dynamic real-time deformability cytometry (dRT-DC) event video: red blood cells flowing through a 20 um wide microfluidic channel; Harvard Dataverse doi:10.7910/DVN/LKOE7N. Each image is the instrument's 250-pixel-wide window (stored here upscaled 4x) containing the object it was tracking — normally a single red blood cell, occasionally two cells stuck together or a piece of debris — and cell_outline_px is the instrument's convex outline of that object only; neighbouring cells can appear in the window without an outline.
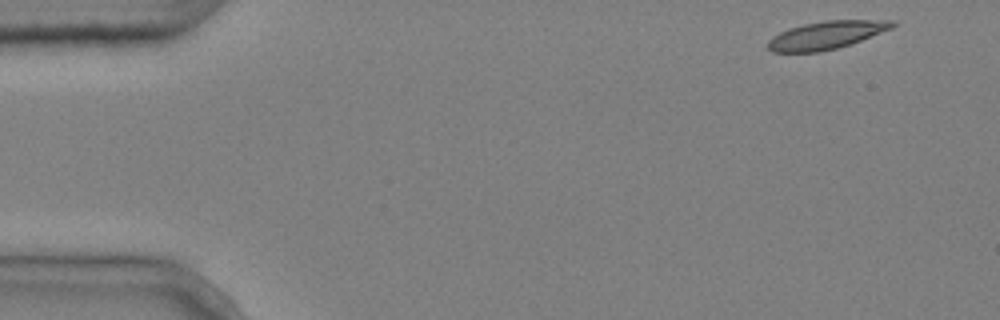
{"species": "common noctule bat (a hibernating species)", "species_latin": "Nyctalus noctula", "temperature_condition": "cold", "stored_images_in_passage": 4, "camera_frame_rate_fps": 3000, "um_per_image_px": 0.085, "animal": {"sex": "male", "body_mass_g": 20.4}, "frame": {"image": 1, "passage_image": 1, "time_ms": 0.0, "image_size_px": [1000, 320], "cell_outline_px": [[896, 24], [892, 28], [860, 40], [836, 48], [820, 52], [772, 52], [768, 48], [768, 40], [772, 36], [788, 28], [804, 24], [824, 20], [896, 20]], "centroid_in_image_um": [70.21, 2.98], "position_along_channel_um": 14.8, "area_um2": 20.11}}
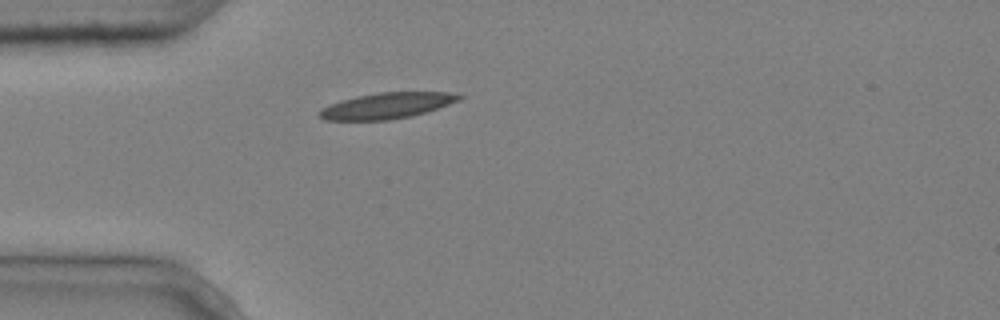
{"frame": {"image": 2, "passage_image": 4, "time_ms": 1.0, "image_size_px": [1000, 320], "cell_outline_px": [[464, 96], [460, 100], [412, 116], [388, 120], [324, 120], [316, 112], [320, 108], [328, 104], [340, 100], [356, 96], [380, 92], [448, 92]], "centroid_in_image_um": [32.81, 8.98], "position_along_channel_um": 52.2, "area_um2": 21.1}}